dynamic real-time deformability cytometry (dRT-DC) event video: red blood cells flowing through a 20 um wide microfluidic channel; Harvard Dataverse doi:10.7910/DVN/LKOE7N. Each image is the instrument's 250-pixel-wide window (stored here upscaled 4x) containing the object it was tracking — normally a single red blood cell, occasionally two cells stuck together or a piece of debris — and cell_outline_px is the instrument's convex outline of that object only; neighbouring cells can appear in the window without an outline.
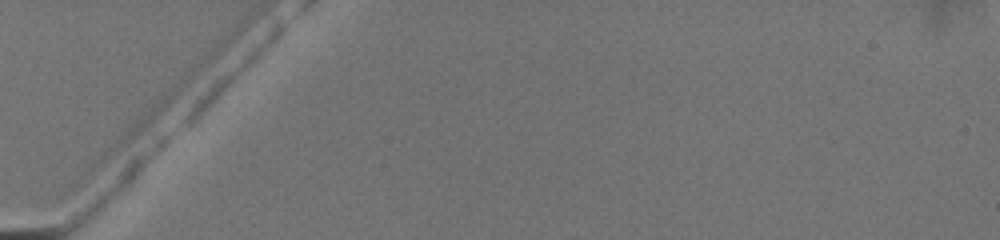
{"species": "common noctule bat (a hibernating species)", "species_latin": "Nyctalus noctula", "temperature_condition": "warm", "stored_images_in_passage": 3, "camera_frame_rate_fps": 3000, "um_per_image_px": 0.085, "animal": {"sex": "female", "body_mass_g": 19.5, "forearm_length_mm": 54.1}, "frame": {"image": 1, "passage_image": 1, "time_ms": 0.0, "image_size_px": [1000, 240], "cell_outline_px": [[204, 60], [180, 96], [80, 184], [68, 184], [72, 176], [88, 160], [184, 72], [196, 64]], "centroid_in_image_um": [11.53, 10.66], "position_along_channel_um": 73.5, "area_um2": 16.07}}